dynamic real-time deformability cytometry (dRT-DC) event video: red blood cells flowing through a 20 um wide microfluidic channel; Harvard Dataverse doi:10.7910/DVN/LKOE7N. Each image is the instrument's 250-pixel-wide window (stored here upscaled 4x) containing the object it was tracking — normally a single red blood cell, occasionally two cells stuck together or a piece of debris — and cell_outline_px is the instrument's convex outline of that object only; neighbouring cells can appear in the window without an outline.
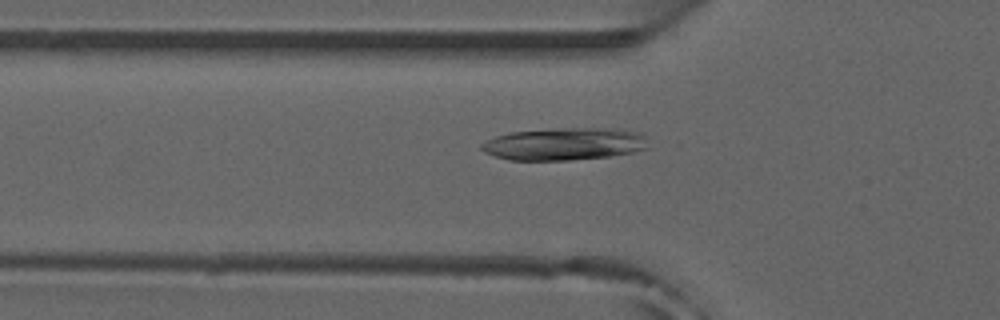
{"species": "common noctule bat (a hibernating species)", "species_latin": "Nyctalus noctula", "temperature_condition": "room temperature", "stored_images_in_passage": 43, "camera_frame_rate_fps": 3000, "um_per_image_px": 0.085, "animal": {"sex": "male", "forearm_length_mm": 52.5}, "frame": {"image": 1, "passage_image": 13, "time_ms": 4.0, "image_size_px": [1000, 320], "cell_outline_px": [[648, 148], [632, 152], [608, 156], [568, 160], [508, 160], [484, 152], [480, 148], [480, 144], [496, 136], [512, 132], [560, 128], [620, 128], [640, 132], [644, 136]], "centroid_in_image_um": [47.98, 12.23], "position_along_channel_um": 77.8, "area_um2": 31.44}}